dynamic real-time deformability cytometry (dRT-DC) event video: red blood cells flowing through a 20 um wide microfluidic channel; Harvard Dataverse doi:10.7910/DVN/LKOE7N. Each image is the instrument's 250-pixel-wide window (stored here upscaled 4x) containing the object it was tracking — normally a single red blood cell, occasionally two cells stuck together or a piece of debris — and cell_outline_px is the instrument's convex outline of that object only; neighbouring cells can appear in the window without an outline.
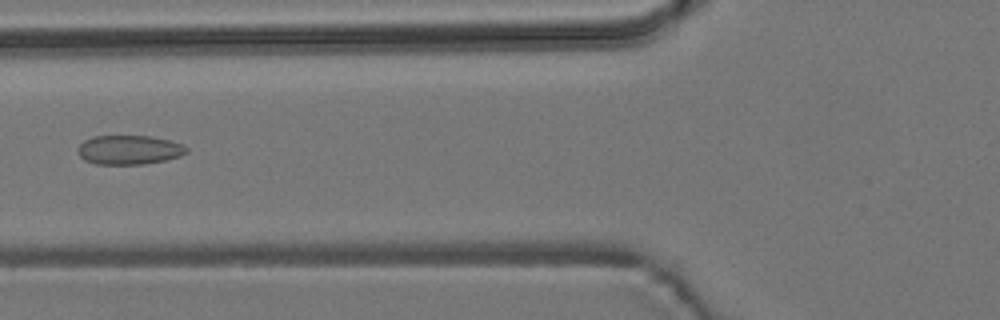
{"species": "common noctule bat (a hibernating species)", "species_latin": "Nyctalus noctula", "temperature_condition": "room temperature", "stored_images_in_passage": 5, "camera_frame_rate_fps": 3000, "um_per_image_px": 0.085, "animal": {"sex": "male", "body_mass_g": 19.2, "forearm_length_mm": 51.8}, "frame": {"image": 1, "passage_image": 5, "time_ms": 4.667, "image_size_px": [1000, 320], "cell_outline_px": [[188, 152], [180, 156], [164, 160], [144, 164], [96, 164], [84, 160], [76, 152], [76, 148], [84, 140], [92, 136], [152, 136], [168, 140], [180, 144], [188, 148]], "centroid_in_image_um": [10.93, 12.73], "position_along_channel_um": 114.9, "area_um2": 18.55}}